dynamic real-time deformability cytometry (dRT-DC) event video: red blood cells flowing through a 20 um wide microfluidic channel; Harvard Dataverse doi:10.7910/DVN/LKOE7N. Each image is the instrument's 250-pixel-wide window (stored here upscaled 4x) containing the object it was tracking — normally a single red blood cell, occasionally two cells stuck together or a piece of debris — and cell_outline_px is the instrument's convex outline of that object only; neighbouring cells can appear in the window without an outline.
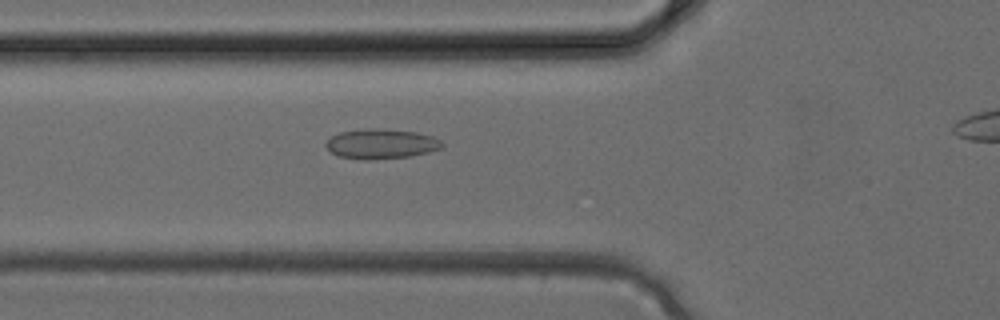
{"species": "common noctule bat (a hibernating species)", "species_latin": "Nyctalus noctula", "temperature_condition": "cold", "stored_images_in_passage": 4, "camera_frame_rate_fps": 3000, "um_per_image_px": 0.085, "animal": {"sex": "female", "body_mass_g": 24.6, "forearm_length_mm": 56.2}, "frame": {"image": 1, "passage_image": 3, "time_ms": 0.667, "image_size_px": [1000, 320], "cell_outline_px": [[444, 144], [440, 148], [428, 152], [408, 156], [368, 160], [364, 160], [340, 156], [332, 152], [324, 144], [332, 136], [340, 132], [368, 128], [376, 128], [416, 132], [432, 136], [440, 140]], "centroid_in_image_um": [32.39, 12.22], "position_along_channel_um": 93.4, "area_um2": 19.94}}